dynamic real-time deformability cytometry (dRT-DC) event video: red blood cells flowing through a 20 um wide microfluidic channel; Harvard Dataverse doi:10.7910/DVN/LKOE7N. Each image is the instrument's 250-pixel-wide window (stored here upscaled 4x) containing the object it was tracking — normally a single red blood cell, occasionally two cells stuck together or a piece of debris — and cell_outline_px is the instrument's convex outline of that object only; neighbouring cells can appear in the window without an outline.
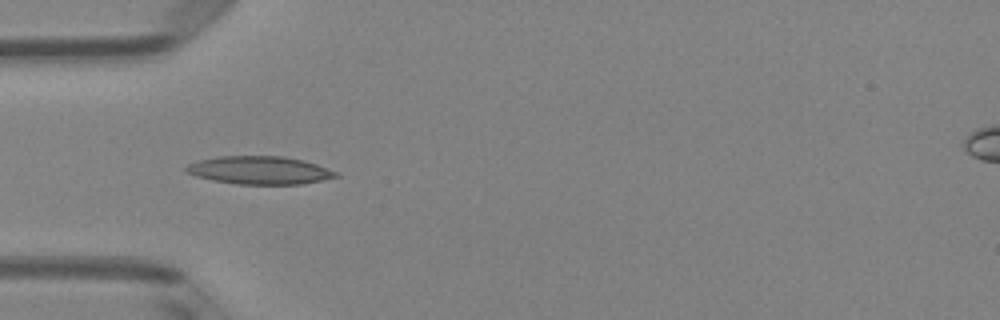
{"species": "Egyptian fruit bat (a non-hibernating species)", "species_latin": "Rousettus aegyptiacus", "temperature_condition": "room temperature", "stored_images_in_passage": 35, "camera_frame_rate_fps": 3000, "um_per_image_px": 0.085, "animal": {"sex": "female"}, "frame": {"image": 1, "passage_image": 1, "time_ms": 0.0, "image_size_px": [1000, 320], "cell_outline_px": [[340, 176], [300, 184], [236, 184], [212, 180], [196, 176], [188, 172], [184, 168], [188, 164], [196, 160], [220, 156], [284, 156], [304, 160], [340, 172]], "centroid_in_image_um": [22.07, 14.46], "position_along_channel_um": 62.9, "area_um2": 24.51}}
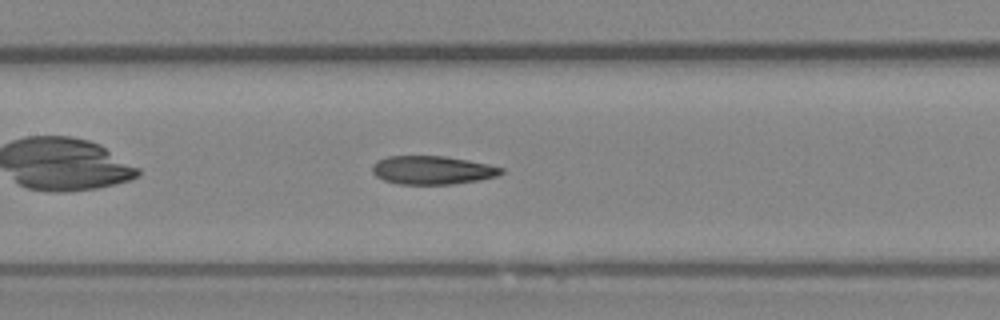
{"frame": {"image": 2, "passage_image": 9, "time_ms": 2.667, "image_size_px": [1000, 320], "cell_outline_px": [[504, 172], [496, 176], [480, 180], [452, 184], [396, 184], [384, 180], [376, 176], [372, 172], [372, 164], [376, 160], [388, 156], [444, 156], [468, 160], [488, 164], [504, 168]], "centroid_in_image_um": [36.73, 14.46], "position_along_channel_um": 170.7, "area_um2": 21.5}}
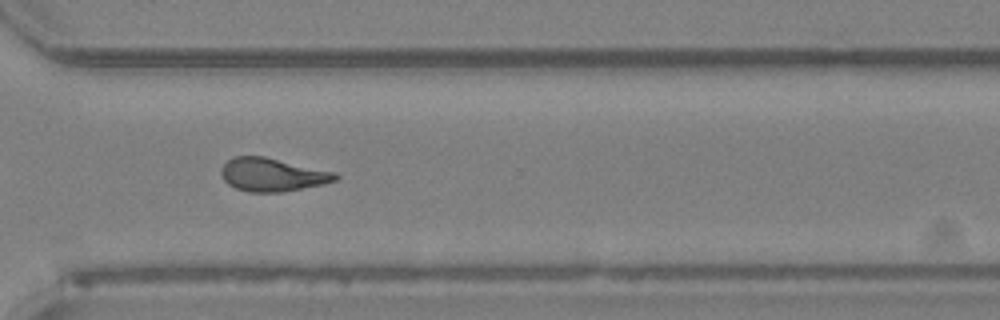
{"frame": {"image": 3, "passage_image": 22, "time_ms": 7.0, "image_size_px": [1000, 320], "cell_outline_px": [[340, 176], [336, 180], [324, 184], [280, 192], [248, 192], [236, 188], [228, 184], [224, 180], [220, 172], [220, 168], [232, 156], [264, 156], [336, 172]], "centroid_in_image_um": [23.14, 14.84], "position_along_channel_um": 347.5, "area_um2": 22.2}, "authors_computed_cell_mechanics": {"area_um2": 21.7328, "velocity_mm_per_s": 4.0978, "shape_relaxation_time_tau1_ms": null, "shape_relaxation_time_tau2_ms": 3.5769, "deformation_change_tau1": null, "deformation_change_tau2": 0.1249}}